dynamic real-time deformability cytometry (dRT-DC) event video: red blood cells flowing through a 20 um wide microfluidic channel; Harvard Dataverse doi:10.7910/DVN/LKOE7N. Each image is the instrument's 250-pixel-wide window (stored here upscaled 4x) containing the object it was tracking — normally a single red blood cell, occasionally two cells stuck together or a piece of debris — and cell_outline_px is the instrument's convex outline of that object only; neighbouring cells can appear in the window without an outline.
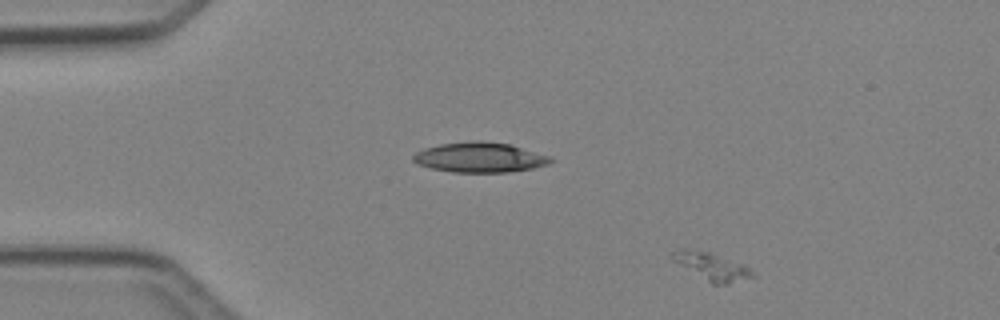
{"species": "Egyptian fruit bat (a non-hibernating species)", "species_latin": "Rousettus aegyptiacus", "temperature_condition": "cold", "stored_images_in_passage": 4, "segment_of_instrument_passage": [2, 2], "camera_frame_rate_fps": 3000, "um_per_image_px": 0.085, "animal": {"sex": "female"}, "frame": {"image": 1, "passage_image": 4, "time_ms": 3.667, "image_size_px": [1000, 320], "cell_outline_px": [[756, 276], [728, 284], [712, 284], [672, 260], [672, 252], [708, 252], [744, 264], [756, 272]], "centroid_in_image_um": [60.65, 22.72], "position_along_channel_um": 24.4, "area_um2": 12.2}}